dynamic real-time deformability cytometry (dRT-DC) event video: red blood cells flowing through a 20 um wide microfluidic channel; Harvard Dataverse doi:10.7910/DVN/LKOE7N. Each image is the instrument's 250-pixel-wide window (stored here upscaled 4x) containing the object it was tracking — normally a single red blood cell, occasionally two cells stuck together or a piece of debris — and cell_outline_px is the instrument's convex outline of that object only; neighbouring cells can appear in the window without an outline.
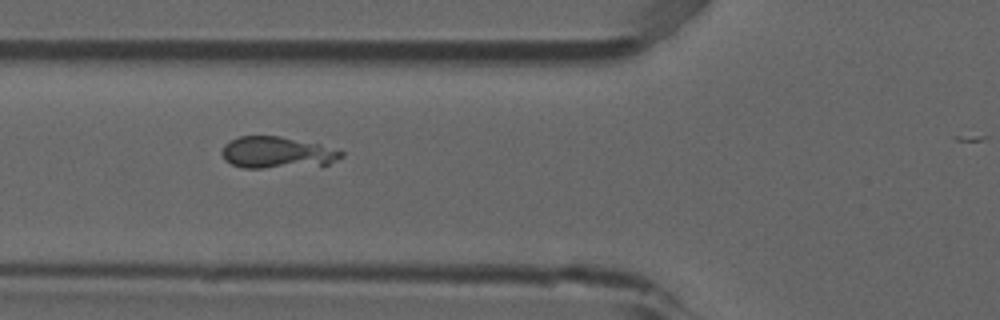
{"species": "common noctule bat (a hibernating species)", "species_latin": "Nyctalus noctula", "temperature_condition": "room temperature", "stored_images_in_passage": 4, "camera_frame_rate_fps": 3000, "um_per_image_px": 0.085, "animal": {"sex": "male", "forearm_length_mm": 52.5}, "frame": {"image": 1, "passage_image": 2, "time_ms": 0.333, "image_size_px": [1000, 320], "cell_outline_px": [[344, 156], [328, 164], [264, 168], [244, 168], [232, 164], [224, 160], [220, 152], [224, 144], [240, 136], [280, 136], [320, 144], [344, 152]], "centroid_in_image_um": [23.52, 12.96], "position_along_channel_um": 102.3, "area_um2": 21.91}}
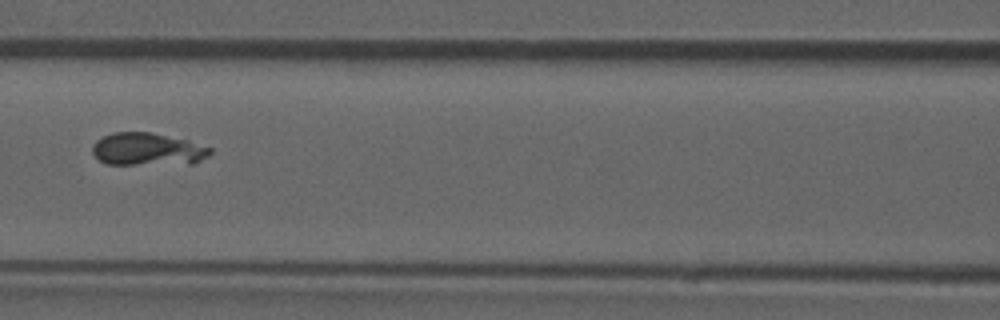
{"frame": {"image": 2, "passage_image": 3, "time_ms": 0.667, "image_size_px": [1000, 320], "cell_outline_px": [[212, 152], [208, 156], [192, 164], [108, 164], [100, 160], [92, 152], [92, 144], [96, 140], [112, 132], [152, 132], [188, 140], [212, 148]], "centroid_in_image_um": [12.56, 12.68], "position_along_channel_um": 154.0, "area_um2": 22.54}}